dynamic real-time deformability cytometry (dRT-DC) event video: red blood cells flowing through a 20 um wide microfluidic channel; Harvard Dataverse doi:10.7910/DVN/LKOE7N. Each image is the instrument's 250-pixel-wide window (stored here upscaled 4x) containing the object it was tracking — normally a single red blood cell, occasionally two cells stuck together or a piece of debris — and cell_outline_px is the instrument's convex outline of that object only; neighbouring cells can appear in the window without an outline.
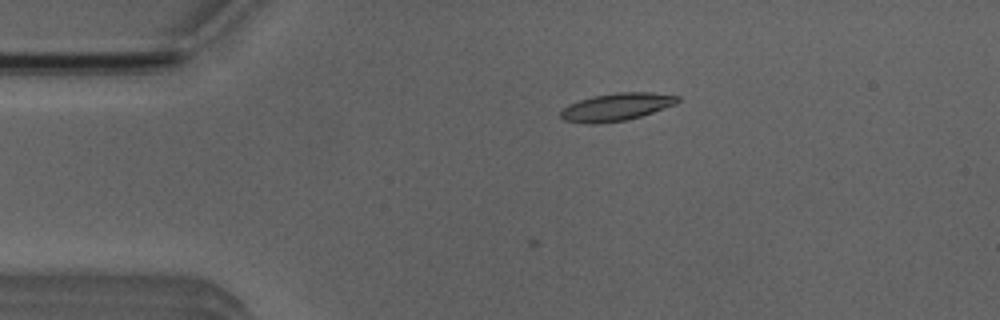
{"species": "Egyptian fruit bat (a non-hibernating species)", "species_latin": "Rousettus aegyptiacus", "temperature_condition": "room temperature", "stored_images_in_passage": 6, "camera_frame_rate_fps": 3000, "um_per_image_px": 0.085, "animal": {"sex": "male"}, "frame": {"image": 1, "passage_image": 6, "time_ms": 1.667, "image_size_px": [1000, 320], "cell_outline_px": [[680, 100], [676, 104], [628, 120], [596, 124], [588, 124], [564, 120], [560, 116], [560, 112], [568, 104], [592, 96], [616, 92], [652, 92], [680, 96]], "centroid_in_image_um": [52.4, 9.09], "position_along_channel_um": 32.6, "area_um2": 18.9}}